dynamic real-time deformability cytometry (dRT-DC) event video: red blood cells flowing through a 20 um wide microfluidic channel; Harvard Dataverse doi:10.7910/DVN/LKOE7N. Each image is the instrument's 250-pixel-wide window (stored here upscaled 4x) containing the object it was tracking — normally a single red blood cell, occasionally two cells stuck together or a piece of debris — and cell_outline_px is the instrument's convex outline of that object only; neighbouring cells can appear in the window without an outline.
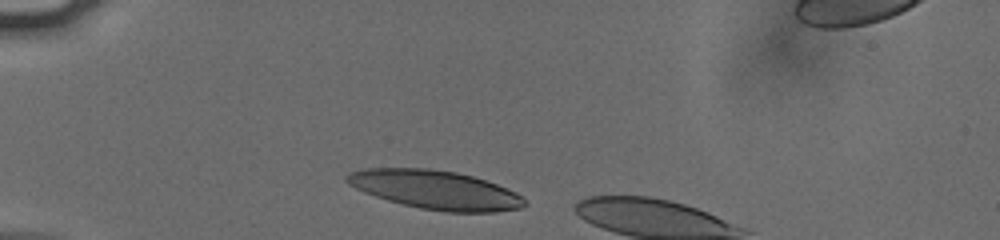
{"species": "human", "species_latin": "Homo sapiens", "temperature_condition": "cold", "stored_images_in_passage": 32, "camera_frame_rate_fps": 3000, "um_per_image_px": 0.085, "donor": {"sex": "male"}, "frame": {"image": 1, "passage_image": 1, "time_ms": 0.0, "image_size_px": [1000, 240], "cell_outline_px": [[528, 204], [520, 208], [496, 212], [444, 212], [420, 208], [388, 200], [364, 192], [348, 184], [344, 180], [344, 176], [348, 172], [364, 168], [428, 168], [456, 172], [472, 176], [496, 184], [516, 192]], "centroid_in_image_um": [36.97, 16.13], "position_along_channel_um": 48.0, "area_um2": 40.11}}
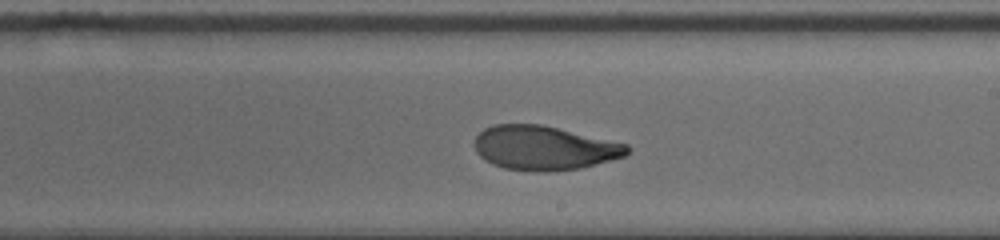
{"frame": {"image": 2, "passage_image": 19, "time_ms": 6.0, "image_size_px": [1000, 240], "cell_outline_px": [[632, 148], [624, 156], [580, 168], [548, 172], [532, 172], [504, 168], [492, 164], [484, 160], [476, 152], [476, 136], [484, 128], [492, 124], [540, 124], [628, 144]], "centroid_in_image_um": [46.23, 12.58], "position_along_channel_um": 242.8, "area_um2": 39.3}}
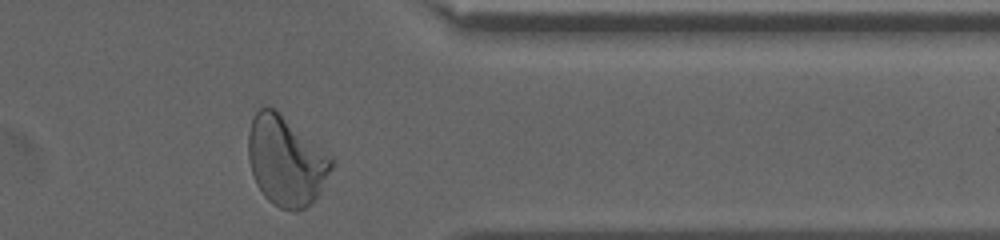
{"frame": {"image": 3, "passage_image": 31, "time_ms": 10.0, "image_size_px": [1000, 240], "cell_outline_px": [[332, 168], [320, 192], [304, 208], [296, 212], [292, 212], [280, 208], [272, 204], [264, 196], [256, 184], [248, 160], [248, 132], [252, 120], [256, 112], [260, 108], [276, 108], [332, 156]], "centroid_in_image_um": [24.29, 13.67], "position_along_channel_um": 387.1, "area_um2": 43.52}, "authors_computed_cell_mechanics": {"area_um2": 40.0265, "velocity_mm_per_s": 3.7924, "shape_relaxation_time_tau1_ms": 5.0524, "shape_relaxation_time_tau2_ms": 1.3204, "deformation_change_tau1": 0.2185, "deformation_change_tau2": 0.0682}}